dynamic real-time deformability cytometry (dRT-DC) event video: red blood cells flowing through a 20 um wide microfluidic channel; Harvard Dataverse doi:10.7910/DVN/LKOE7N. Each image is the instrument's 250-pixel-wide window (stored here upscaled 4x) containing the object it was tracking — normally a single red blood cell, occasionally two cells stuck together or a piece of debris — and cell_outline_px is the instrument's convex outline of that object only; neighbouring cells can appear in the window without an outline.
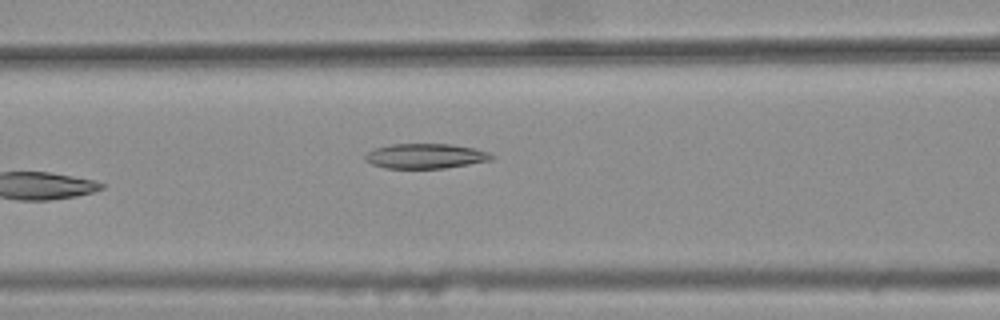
{"species": "common noctule bat (a hibernating species)", "species_latin": "Nyctalus noctula", "temperature_condition": "warm", "stored_images_in_passage": 7, "camera_frame_rate_fps": 3000, "um_per_image_px": 0.085, "animal": {"sex": "female", "body_mass_g": 25.1}, "frame": {"image": 1, "passage_image": 7, "time_ms": 2.0, "image_size_px": [1000, 320], "cell_outline_px": [[496, 156], [492, 160], [444, 168], [384, 168], [372, 164], [364, 160], [364, 156], [368, 152], [376, 148], [392, 144], [452, 144], [476, 148], [488, 152]], "centroid_in_image_um": [36.19, 13.26], "position_along_channel_um": 130.4, "area_um2": 18.38}}